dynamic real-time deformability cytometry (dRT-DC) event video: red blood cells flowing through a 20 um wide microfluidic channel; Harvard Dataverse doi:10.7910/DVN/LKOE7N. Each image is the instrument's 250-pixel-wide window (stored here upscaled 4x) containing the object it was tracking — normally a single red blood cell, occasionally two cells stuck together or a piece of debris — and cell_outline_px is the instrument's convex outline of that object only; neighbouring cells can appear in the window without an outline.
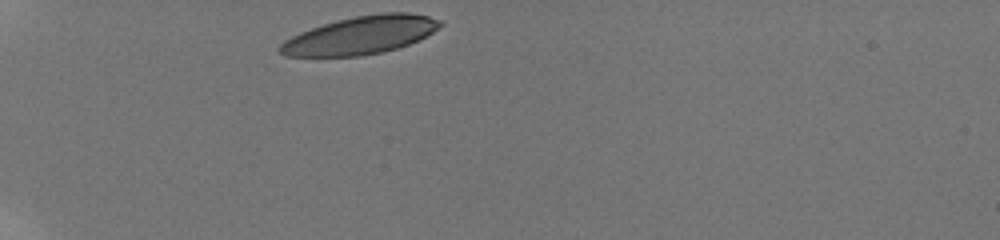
{"species": "human", "species_latin": "Homo sapiens", "temperature_condition": "room temperature", "stored_images_in_passage": 34, "camera_frame_rate_fps": 3000, "um_per_image_px": 0.085, "donor": {"sex": "male"}, "frame": {"image": 1, "passage_image": 1, "time_ms": 0.0, "image_size_px": [1000, 240], "cell_outline_px": [[444, 24], [420, 40], [396, 48], [380, 52], [360, 56], [284, 56], [276, 52], [276, 48], [284, 40], [300, 32], [336, 20], [356, 16], [384, 12], [408, 12], [428, 16], [440, 20]], "centroid_in_image_um": [30.62, 2.99], "position_along_channel_um": 54.4, "area_um2": 35.43}}
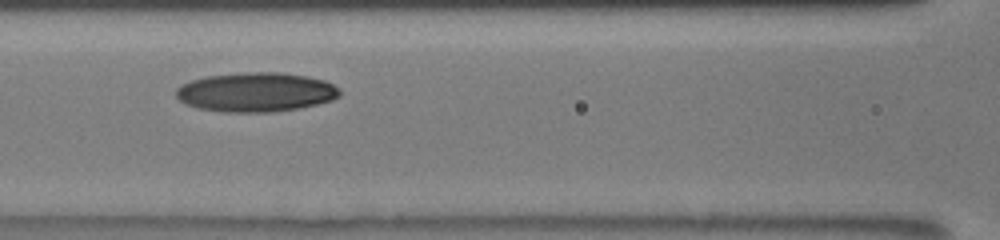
{"frame": {"image": 2, "passage_image": 11, "time_ms": 3.333, "image_size_px": [1000, 240], "cell_outline_px": [[340, 96], [332, 100], [316, 104], [296, 108], [272, 112], [224, 112], [196, 108], [184, 104], [176, 96], [176, 88], [180, 84], [192, 80], [208, 76], [252, 72], [280, 72], [308, 76], [324, 80], [340, 88]], "centroid_in_image_um": [21.74, 7.83], "position_along_channel_um": 144.9, "area_um2": 37.51}}
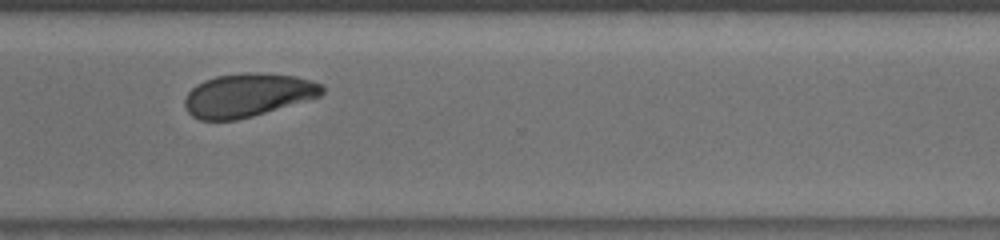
{"frame": {"image": 3, "passage_image": 27, "time_ms": 8.667, "image_size_px": [1000, 240], "cell_outline_px": [[324, 92], [320, 96], [252, 116], [236, 120], [200, 120], [192, 116], [188, 112], [184, 104], [184, 100], [188, 92], [196, 84], [204, 80], [216, 76], [244, 72], [260, 72], [296, 76], [312, 80], [324, 84]], "centroid_in_image_um": [21.06, 8.07], "position_along_channel_um": 349.5, "area_um2": 34.85}, "authors_computed_cell_mechanics": {"area_um2": 36.125, "velocity_mm_per_s": 3.8395, "shape_relaxation_time_tau1_ms": 4.5172, "shape_relaxation_time_tau2_ms": 9.5607, "deformation_change_tau1": 0.1428, "deformation_change_tau2": 0.1353}}